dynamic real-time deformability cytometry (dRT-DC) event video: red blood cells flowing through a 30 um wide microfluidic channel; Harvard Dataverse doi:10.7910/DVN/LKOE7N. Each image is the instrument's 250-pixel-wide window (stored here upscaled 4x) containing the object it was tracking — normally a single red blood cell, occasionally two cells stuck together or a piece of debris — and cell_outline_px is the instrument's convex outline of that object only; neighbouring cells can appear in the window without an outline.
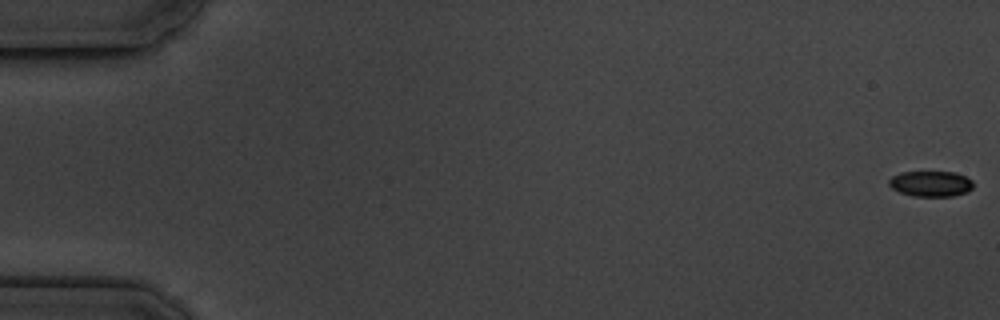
{"species": "common noctule bat (a hibernating species)", "species_latin": "Nyctalus noctula", "temperature_condition": "cold", "stored_images_in_passage": 5, "camera_frame_rate_fps": 3000, "um_per_image_px": 0.085, "animal": {"sex": "male", "body_mass_g": 19.5, "forearm_length_mm": 54.6}, "frame": {"image": 1, "passage_image": 1, "time_ms": 0.0, "image_size_px": [1000, 320], "cell_outline_px": [[972, 188], [968, 192], [952, 196], [912, 196], [900, 192], [892, 188], [888, 184], [888, 180], [892, 176], [900, 172], [956, 172], [972, 180]], "centroid_in_image_um": [79.1, 15.61], "position_along_channel_um": 5.9, "area_um2": 12.6}}
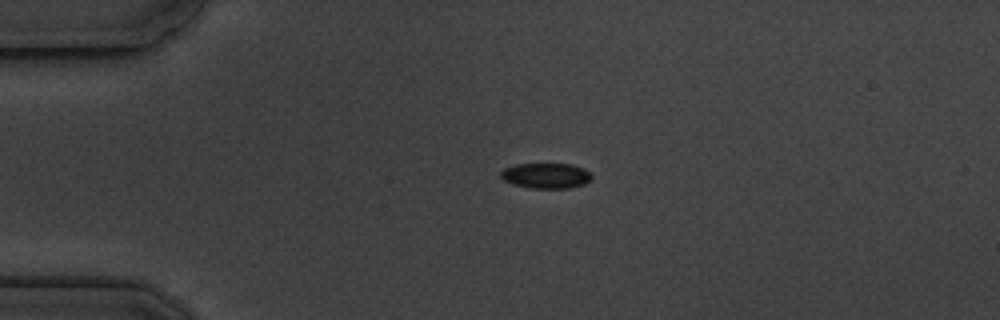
{"frame": {"image": 2, "passage_image": 4, "time_ms": 4.333, "image_size_px": [1000, 320], "cell_outline_px": [[592, 180], [584, 184], [572, 188], [532, 188], [512, 184], [504, 180], [500, 176], [500, 172], [504, 168], [516, 164], [572, 164], [584, 168], [592, 176]], "centroid_in_image_um": [46.42, 14.93], "position_along_channel_um": 38.6, "area_um2": 13.53}}